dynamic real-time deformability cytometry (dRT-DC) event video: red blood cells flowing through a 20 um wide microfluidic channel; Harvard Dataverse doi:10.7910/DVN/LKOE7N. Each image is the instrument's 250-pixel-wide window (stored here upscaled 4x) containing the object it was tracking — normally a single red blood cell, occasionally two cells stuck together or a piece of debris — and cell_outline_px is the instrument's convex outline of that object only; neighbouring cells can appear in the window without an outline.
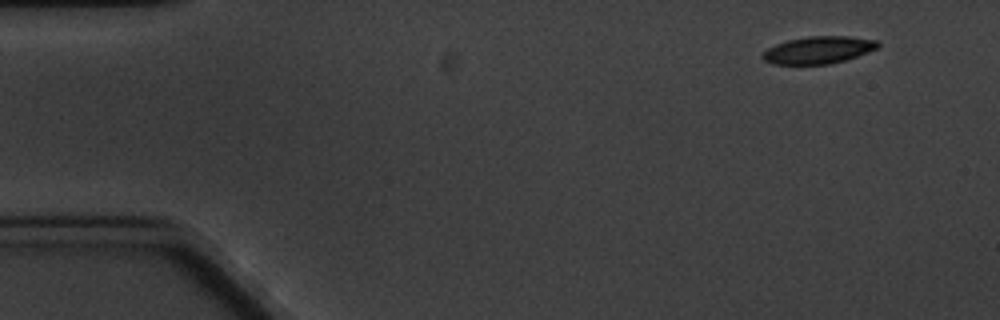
{"species": "common noctule bat (a hibernating species)", "species_latin": "Nyctalus noctula", "temperature_condition": "cold", "stored_images_in_passage": 5, "segment_of_instrument_passage": [1, 2], "camera_frame_rate_fps": 3000, "um_per_image_px": 0.085, "animal": {"sex": "male", "body_mass_g": 20.1, "forearm_length_mm": 53.5}, "frame": {"image": 1, "passage_image": 1, "time_ms": 0.0, "image_size_px": [1000, 320], "cell_outline_px": [[880, 44], [876, 48], [856, 56], [844, 60], [828, 64], [772, 64], [764, 60], [760, 56], [768, 48], [776, 44], [788, 40], [808, 36], [848, 36], [876, 40]], "centroid_in_image_um": [69.52, 4.24], "position_along_channel_um": 15.5, "area_um2": 18.09}}